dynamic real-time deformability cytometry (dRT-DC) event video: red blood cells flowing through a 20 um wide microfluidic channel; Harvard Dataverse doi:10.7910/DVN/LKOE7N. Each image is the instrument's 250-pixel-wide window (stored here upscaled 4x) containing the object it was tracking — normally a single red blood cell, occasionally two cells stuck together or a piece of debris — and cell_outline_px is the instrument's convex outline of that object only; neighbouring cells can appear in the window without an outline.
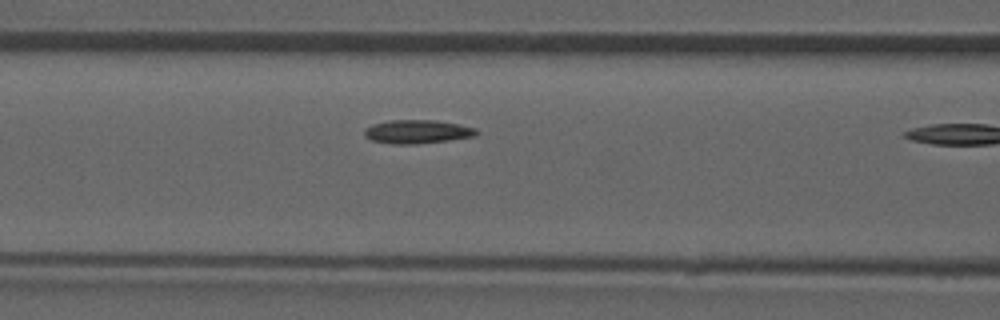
{"species": "common noctule bat (a hibernating species)", "species_latin": "Nyctalus noctula", "temperature_condition": "room temperature", "stored_images_in_passage": 19, "camera_frame_rate_fps": 3000, "um_per_image_px": 0.085, "animal": {"sex": "male", "forearm_length_mm": 52.5}, "frame": {"image": 1, "passage_image": 11, "time_ms": 3.333, "image_size_px": [1000, 320], "cell_outline_px": [[480, 132], [476, 136], [448, 140], [416, 144], [392, 144], [372, 140], [364, 136], [364, 128], [372, 124], [388, 120], [436, 120], [476, 128]], "centroid_in_image_um": [35.45, 11.19], "position_along_channel_um": 131.1, "area_um2": 15.49}}